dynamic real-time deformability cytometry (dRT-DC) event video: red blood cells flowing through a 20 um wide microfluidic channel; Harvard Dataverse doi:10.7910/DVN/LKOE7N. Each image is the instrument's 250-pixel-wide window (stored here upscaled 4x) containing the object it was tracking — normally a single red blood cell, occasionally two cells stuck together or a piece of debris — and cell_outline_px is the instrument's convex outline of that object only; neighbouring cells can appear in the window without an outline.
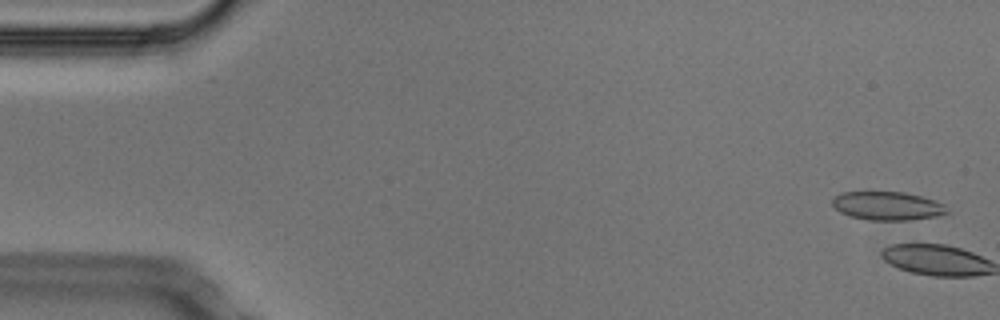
{"species": "Egyptian fruit bat (a non-hibernating species)", "species_latin": "Rousettus aegyptiacus", "temperature_condition": "cold", "stored_images_in_passage": 3, "camera_frame_rate_fps": 3000, "um_per_image_px": 0.085, "animal": {"sex": "male"}, "frame": {"image": 1, "passage_image": 2, "time_ms": 0.333, "image_size_px": [1000, 320], "cell_outline_px": [[948, 212], [936, 216], [908, 220], [868, 220], [848, 216], [840, 212], [832, 204], [832, 200], [836, 196], [844, 192], [904, 192], [936, 200], [944, 204]], "centroid_in_image_um": [75.43, 17.5], "position_along_channel_um": 9.6, "area_um2": 18.96}}